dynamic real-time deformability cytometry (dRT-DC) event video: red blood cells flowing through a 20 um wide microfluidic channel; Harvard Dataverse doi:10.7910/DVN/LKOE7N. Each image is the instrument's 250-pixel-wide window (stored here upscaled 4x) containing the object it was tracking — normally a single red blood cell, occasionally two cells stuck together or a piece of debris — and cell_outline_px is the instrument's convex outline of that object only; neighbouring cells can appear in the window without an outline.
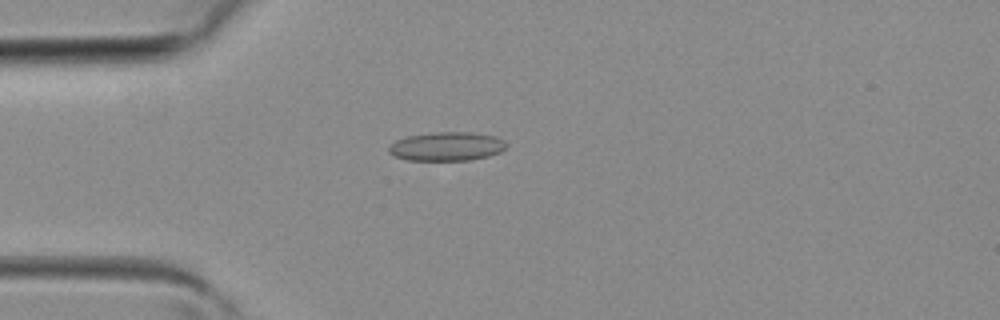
{"species": "common noctule bat (a hibernating species)", "species_latin": "Nyctalus noctula", "temperature_condition": "room temperature", "stored_images_in_passage": 33, "camera_frame_rate_fps": 3000, "um_per_image_px": 0.085, "animal": {"sex": "female", "body_mass_g": 19.3, "forearm_length_mm": 54.1}, "frame": {"image": 1, "passage_image": 4, "time_ms": 1.0, "image_size_px": [1000, 320], "cell_outline_px": [[508, 144], [500, 152], [488, 156], [472, 160], [408, 160], [396, 156], [388, 152], [388, 144], [396, 140], [408, 136], [436, 132], [472, 132], [496, 136], [504, 140]], "centroid_in_image_um": [37.98, 12.44], "position_along_channel_um": 47.0, "area_um2": 19.83}}
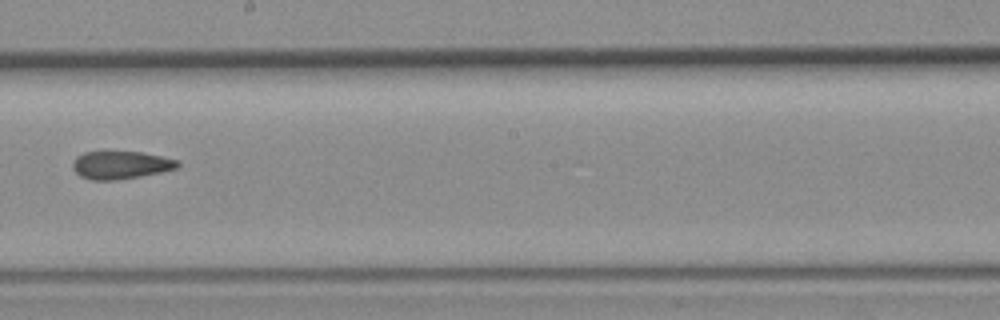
{"frame": {"image": 2, "passage_image": 16, "time_ms": 5.0, "image_size_px": [1000, 320], "cell_outline_px": [[180, 164], [176, 168], [160, 172], [140, 176], [116, 180], [92, 180], [80, 176], [72, 168], [72, 160], [76, 156], [84, 152], [140, 152], [160, 156], [176, 160]], "centroid_in_image_um": [10.2, 14.03], "position_along_channel_um": 238.0, "area_um2": 16.88}}
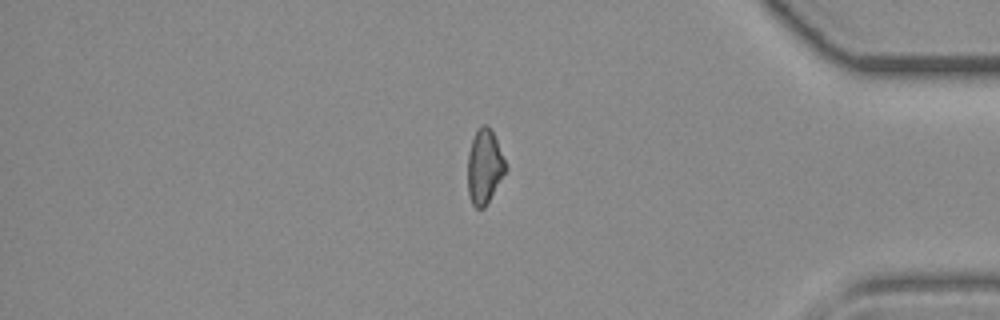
{"frame": {"image": 3, "passage_image": 27, "time_ms": 8.667, "image_size_px": [1000, 320], "cell_outline_px": [[508, 168], [484, 208], [476, 208], [472, 204], [468, 196], [468, 152], [472, 140], [480, 124], [488, 124], [496, 140]], "centroid_in_image_um": [41.17, 14.16], "position_along_channel_um": 394.0, "area_um2": 16.36}}